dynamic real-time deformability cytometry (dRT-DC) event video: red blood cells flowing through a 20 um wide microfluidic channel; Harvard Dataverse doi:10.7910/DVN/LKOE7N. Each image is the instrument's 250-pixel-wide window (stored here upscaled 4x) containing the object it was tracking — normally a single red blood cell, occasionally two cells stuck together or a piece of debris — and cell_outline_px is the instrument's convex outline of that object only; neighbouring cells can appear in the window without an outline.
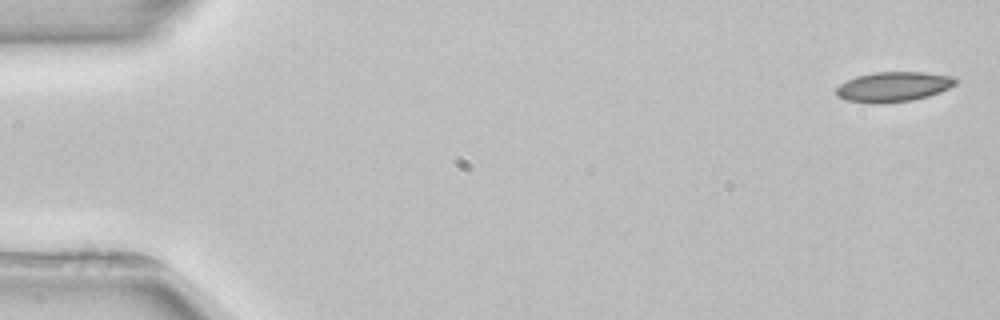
{"species": "common noctule bat (a hibernating species)", "species_latin": "Nyctalus noctula", "temperature_condition": "room temperature", "stored_images_in_passage": 5, "camera_frame_rate_fps": 3000, "um_per_image_px": 0.085, "animal": {"sex": "female", "body_mass_g": 22.7, "forearm_length_mm": 54.2}, "frame": {"image": 1, "passage_image": 1, "time_ms": 0.0, "image_size_px": [1000, 320], "cell_outline_px": [[956, 84], [940, 92], [928, 96], [912, 100], [884, 104], [872, 104], [844, 100], [836, 96], [836, 88], [840, 84], [856, 76], [872, 72], [924, 72], [952, 76], [956, 80]], "centroid_in_image_um": [75.89, 7.39], "position_along_channel_um": 9.1, "area_um2": 21.04}}
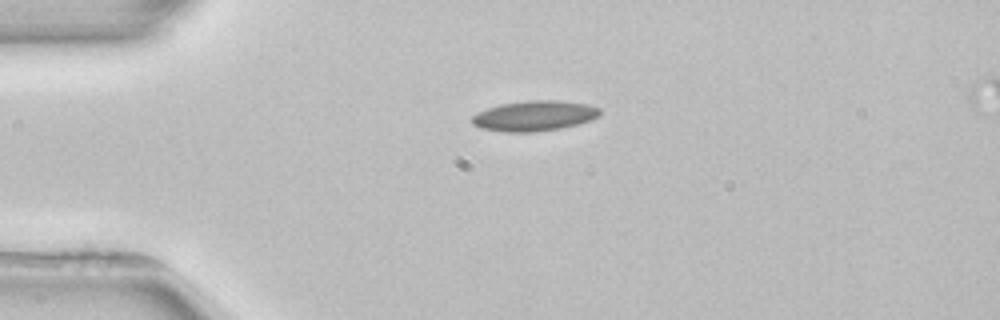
{"frame": {"image": 2, "passage_image": 3, "time_ms": 3.667, "image_size_px": [1000, 320], "cell_outline_px": [[600, 116], [592, 120], [560, 128], [532, 132], [504, 132], [480, 128], [472, 124], [472, 116], [476, 112], [500, 104], [528, 100], [556, 100], [588, 104], [600, 108]], "centroid_in_image_um": [45.41, 9.84], "position_along_channel_um": 39.6, "area_um2": 22.66}}